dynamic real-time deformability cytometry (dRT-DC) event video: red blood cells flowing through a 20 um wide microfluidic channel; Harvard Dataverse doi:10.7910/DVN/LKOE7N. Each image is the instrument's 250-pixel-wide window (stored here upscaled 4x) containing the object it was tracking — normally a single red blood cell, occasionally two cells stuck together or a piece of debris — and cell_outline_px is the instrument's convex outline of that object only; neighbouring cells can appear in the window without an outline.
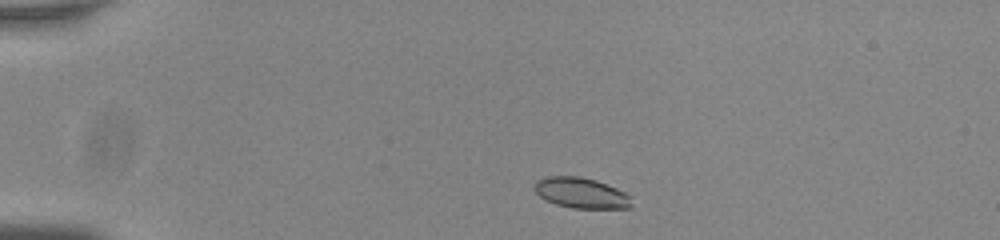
{"species": "common noctule bat (a hibernating species)", "species_latin": "Nyctalus noctula", "temperature_condition": "room temperature", "stored_images_in_passage": 46, "camera_frame_rate_fps": 3000, "um_per_image_px": 0.085, "animal": {"sex": "male", "body_mass_g": 20.0, "forearm_length_mm": 53.3}, "frame": {"image": 1, "passage_image": 3, "time_ms": 0.667, "image_size_px": [1000, 240], "cell_outline_px": [[632, 208], [572, 208], [556, 204], [540, 196], [532, 188], [532, 184], [536, 180], [548, 176], [580, 176], [596, 180], [616, 188], [632, 196]], "centroid_in_image_um": [49.4, 16.39], "position_along_channel_um": 35.6, "area_um2": 17.46}}
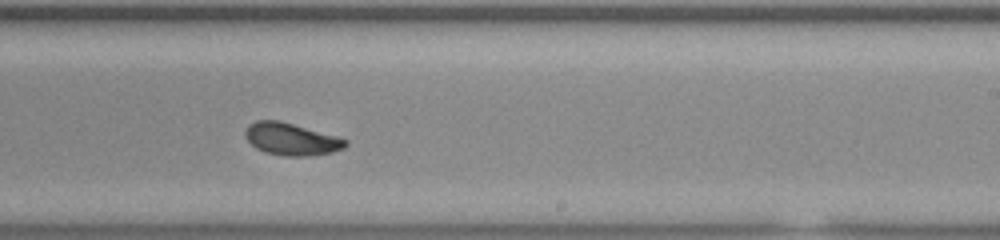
{"frame": {"image": 2, "passage_image": 26, "time_ms": 8.333, "image_size_px": [1000, 240], "cell_outline_px": [[348, 144], [344, 148], [332, 152], [308, 156], [284, 156], [264, 152], [256, 148], [244, 136], [244, 132], [248, 124], [256, 120], [280, 120], [336, 136], [348, 140]], "centroid_in_image_um": [24.74, 11.82], "position_along_channel_um": 264.3, "area_um2": 18.9}}
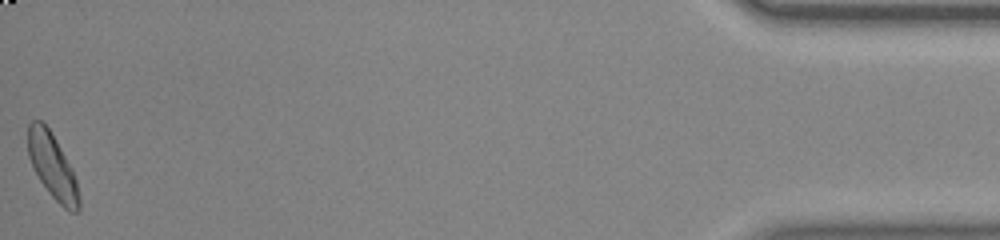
{"frame": {"image": 3, "passage_image": 46, "time_ms": 15.0, "image_size_px": [1000, 240], "cell_outline_px": [[80, 208], [76, 212], [68, 212], [52, 196], [40, 180], [28, 156], [28, 124], [32, 120], [40, 120], [48, 128], [72, 168], [76, 180], [80, 196]], "centroid_in_image_um": [4.47, 14.15], "position_along_channel_um": 430.7, "area_um2": 19.02}, "authors_computed_cell_mechanics": {"area_um2": 18.8428, "velocity_mm_per_s": 3.7785, "shape_relaxation_time_tau1_ms": 2.7177, "shape_relaxation_time_tau2_ms": 1.9835, "deformation_change_tau1": 0.0987, "deformation_change_tau2": 0.0565}}